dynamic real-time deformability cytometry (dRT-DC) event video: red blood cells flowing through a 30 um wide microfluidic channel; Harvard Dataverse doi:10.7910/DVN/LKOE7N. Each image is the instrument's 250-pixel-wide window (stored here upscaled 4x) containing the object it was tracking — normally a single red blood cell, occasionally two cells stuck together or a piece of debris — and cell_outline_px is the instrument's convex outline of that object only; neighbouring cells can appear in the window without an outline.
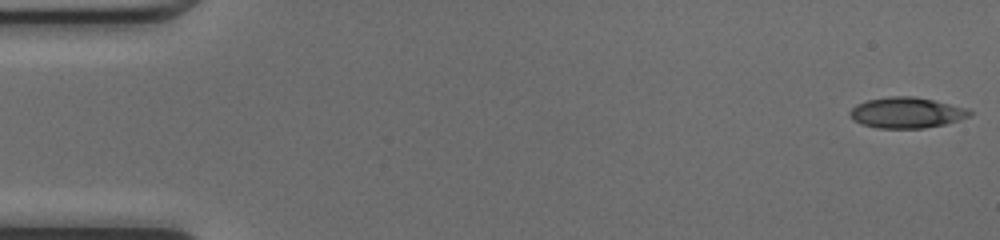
{"species": "common noctule bat (a hibernating species)", "species_latin": "Nyctalus noctula", "temperature_condition": "cold", "stored_images_in_passage": 48, "camera_frame_rate_fps": 3000, "um_per_image_px": 0.085, "animal": {"sex": "female", "body_mass_g": 17.0, "forearm_length_mm": 48.0}, "frame": {"image": 1, "passage_image": 1, "time_ms": 0.0, "image_size_px": [1000, 240], "cell_outline_px": [[972, 112], [968, 116], [944, 124], [924, 128], [876, 128], [860, 124], [852, 120], [848, 112], [856, 104], [868, 100], [892, 96], [916, 96], [968, 108]], "centroid_in_image_um": [77.0, 9.58], "position_along_channel_um": 8.0, "area_um2": 21.44}}
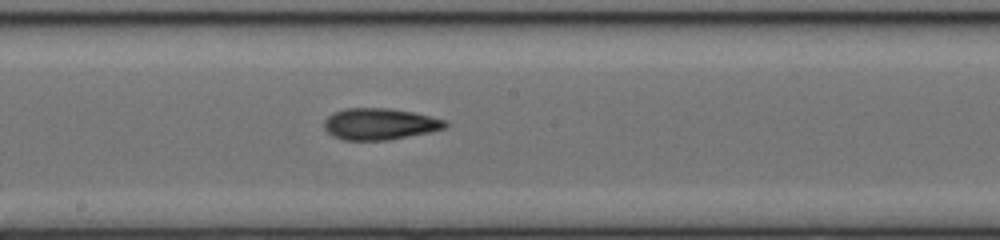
{"frame": {"image": 2, "passage_image": 26, "time_ms": 8.333, "image_size_px": [1000, 240], "cell_outline_px": [[448, 124], [444, 128], [428, 132], [388, 140], [344, 140], [332, 136], [324, 128], [324, 120], [332, 112], [344, 108], [388, 108], [412, 112], [448, 120]], "centroid_in_image_um": [32.24, 10.53], "position_along_channel_um": 216.0, "area_um2": 22.25}}
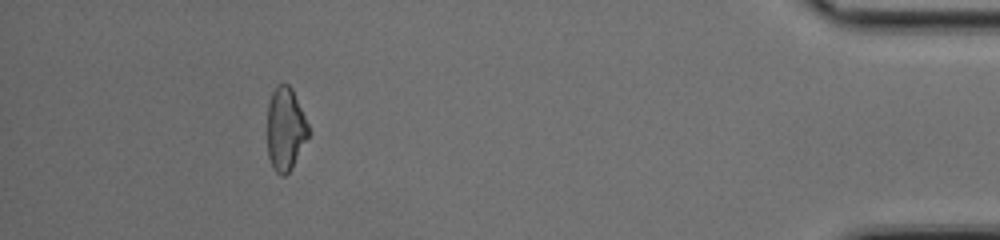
{"frame": {"image": 3, "passage_image": 44, "time_ms": 14.333, "image_size_px": [1000, 240], "cell_outline_px": [[308, 136], [292, 168], [284, 176], [280, 176], [272, 168], [268, 156], [268, 104], [272, 92], [280, 84], [288, 84], [292, 88], [308, 124]], "centroid_in_image_um": [24.25, 10.99], "position_along_channel_um": 411.0, "area_um2": 19.71}, "authors_computed_cell_mechanics": {"area_um2": 21.3571, "velocity_mm_per_s": 4.2888, "shape_relaxation_time_tau1_ms": 5.8718, "shape_relaxation_time_tau2_ms": 3.1407, "deformation_change_tau1": 0.1775, "deformation_change_tau2": 0.1171}}